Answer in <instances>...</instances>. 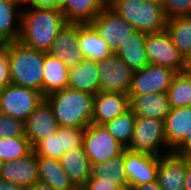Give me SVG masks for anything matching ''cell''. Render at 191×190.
Segmentation results:
<instances>
[{
  "instance_id": "obj_1",
  "label": "cell",
  "mask_w": 191,
  "mask_h": 190,
  "mask_svg": "<svg viewBox=\"0 0 191 190\" xmlns=\"http://www.w3.org/2000/svg\"><path fill=\"white\" fill-rule=\"evenodd\" d=\"M67 23L59 8L23 6L18 41L30 48L48 52Z\"/></svg>"
},
{
  "instance_id": "obj_2",
  "label": "cell",
  "mask_w": 191,
  "mask_h": 190,
  "mask_svg": "<svg viewBox=\"0 0 191 190\" xmlns=\"http://www.w3.org/2000/svg\"><path fill=\"white\" fill-rule=\"evenodd\" d=\"M44 99L60 127L86 128L92 124L94 95L67 87Z\"/></svg>"
},
{
  "instance_id": "obj_3",
  "label": "cell",
  "mask_w": 191,
  "mask_h": 190,
  "mask_svg": "<svg viewBox=\"0 0 191 190\" xmlns=\"http://www.w3.org/2000/svg\"><path fill=\"white\" fill-rule=\"evenodd\" d=\"M7 50L11 83L42 93L45 52L25 46L18 40L7 43Z\"/></svg>"
},
{
  "instance_id": "obj_4",
  "label": "cell",
  "mask_w": 191,
  "mask_h": 190,
  "mask_svg": "<svg viewBox=\"0 0 191 190\" xmlns=\"http://www.w3.org/2000/svg\"><path fill=\"white\" fill-rule=\"evenodd\" d=\"M107 4L138 32L158 33L167 25L163 5L155 1L107 0Z\"/></svg>"
},
{
  "instance_id": "obj_5",
  "label": "cell",
  "mask_w": 191,
  "mask_h": 190,
  "mask_svg": "<svg viewBox=\"0 0 191 190\" xmlns=\"http://www.w3.org/2000/svg\"><path fill=\"white\" fill-rule=\"evenodd\" d=\"M126 149L157 157L170 153L166 143L164 121L148 117H136L133 137Z\"/></svg>"
},
{
  "instance_id": "obj_6",
  "label": "cell",
  "mask_w": 191,
  "mask_h": 190,
  "mask_svg": "<svg viewBox=\"0 0 191 190\" xmlns=\"http://www.w3.org/2000/svg\"><path fill=\"white\" fill-rule=\"evenodd\" d=\"M43 99L35 89L9 83L0 91V113L25 122Z\"/></svg>"
},
{
  "instance_id": "obj_7",
  "label": "cell",
  "mask_w": 191,
  "mask_h": 190,
  "mask_svg": "<svg viewBox=\"0 0 191 190\" xmlns=\"http://www.w3.org/2000/svg\"><path fill=\"white\" fill-rule=\"evenodd\" d=\"M83 148L92 165H96L120 155L123 147L104 125L90 124L85 128Z\"/></svg>"
},
{
  "instance_id": "obj_8",
  "label": "cell",
  "mask_w": 191,
  "mask_h": 190,
  "mask_svg": "<svg viewBox=\"0 0 191 190\" xmlns=\"http://www.w3.org/2000/svg\"><path fill=\"white\" fill-rule=\"evenodd\" d=\"M90 24L97 30L113 53H116L122 43L135 31L133 26L108 4L102 8Z\"/></svg>"
},
{
  "instance_id": "obj_9",
  "label": "cell",
  "mask_w": 191,
  "mask_h": 190,
  "mask_svg": "<svg viewBox=\"0 0 191 190\" xmlns=\"http://www.w3.org/2000/svg\"><path fill=\"white\" fill-rule=\"evenodd\" d=\"M145 49L150 64L184 72L185 59L178 52L166 30L146 34Z\"/></svg>"
},
{
  "instance_id": "obj_10",
  "label": "cell",
  "mask_w": 191,
  "mask_h": 190,
  "mask_svg": "<svg viewBox=\"0 0 191 190\" xmlns=\"http://www.w3.org/2000/svg\"><path fill=\"white\" fill-rule=\"evenodd\" d=\"M100 92L128 94L133 71L116 53L98 62Z\"/></svg>"
},
{
  "instance_id": "obj_11",
  "label": "cell",
  "mask_w": 191,
  "mask_h": 190,
  "mask_svg": "<svg viewBox=\"0 0 191 190\" xmlns=\"http://www.w3.org/2000/svg\"><path fill=\"white\" fill-rule=\"evenodd\" d=\"M85 128L58 127L57 132L33 146L36 156L57 159L76 147H83Z\"/></svg>"
},
{
  "instance_id": "obj_12",
  "label": "cell",
  "mask_w": 191,
  "mask_h": 190,
  "mask_svg": "<svg viewBox=\"0 0 191 190\" xmlns=\"http://www.w3.org/2000/svg\"><path fill=\"white\" fill-rule=\"evenodd\" d=\"M176 74L175 71L169 68L149 63L133 73L128 92L129 100L135 95L144 93L167 92Z\"/></svg>"
},
{
  "instance_id": "obj_13",
  "label": "cell",
  "mask_w": 191,
  "mask_h": 190,
  "mask_svg": "<svg viewBox=\"0 0 191 190\" xmlns=\"http://www.w3.org/2000/svg\"><path fill=\"white\" fill-rule=\"evenodd\" d=\"M123 158L128 188L156 181L160 157L125 149Z\"/></svg>"
},
{
  "instance_id": "obj_14",
  "label": "cell",
  "mask_w": 191,
  "mask_h": 190,
  "mask_svg": "<svg viewBox=\"0 0 191 190\" xmlns=\"http://www.w3.org/2000/svg\"><path fill=\"white\" fill-rule=\"evenodd\" d=\"M78 43V23H67L58 33L47 53L59 58L68 68H72L85 58Z\"/></svg>"
},
{
  "instance_id": "obj_15",
  "label": "cell",
  "mask_w": 191,
  "mask_h": 190,
  "mask_svg": "<svg viewBox=\"0 0 191 190\" xmlns=\"http://www.w3.org/2000/svg\"><path fill=\"white\" fill-rule=\"evenodd\" d=\"M25 137L33 147L42 139L48 138L57 132L59 127L50 104L43 99L36 109L24 122Z\"/></svg>"
},
{
  "instance_id": "obj_16",
  "label": "cell",
  "mask_w": 191,
  "mask_h": 190,
  "mask_svg": "<svg viewBox=\"0 0 191 190\" xmlns=\"http://www.w3.org/2000/svg\"><path fill=\"white\" fill-rule=\"evenodd\" d=\"M186 158L173 151L162 155L157 170V183L161 190H185Z\"/></svg>"
},
{
  "instance_id": "obj_17",
  "label": "cell",
  "mask_w": 191,
  "mask_h": 190,
  "mask_svg": "<svg viewBox=\"0 0 191 190\" xmlns=\"http://www.w3.org/2000/svg\"><path fill=\"white\" fill-rule=\"evenodd\" d=\"M129 108L128 94L99 91L94 96L92 124L104 125Z\"/></svg>"
},
{
  "instance_id": "obj_18",
  "label": "cell",
  "mask_w": 191,
  "mask_h": 190,
  "mask_svg": "<svg viewBox=\"0 0 191 190\" xmlns=\"http://www.w3.org/2000/svg\"><path fill=\"white\" fill-rule=\"evenodd\" d=\"M0 178L22 187L39 182L37 156L33 150L26 156L14 161L4 162L0 167Z\"/></svg>"
},
{
  "instance_id": "obj_19",
  "label": "cell",
  "mask_w": 191,
  "mask_h": 190,
  "mask_svg": "<svg viewBox=\"0 0 191 190\" xmlns=\"http://www.w3.org/2000/svg\"><path fill=\"white\" fill-rule=\"evenodd\" d=\"M130 109L136 117H148L165 121L171 106L167 92L144 93L129 100Z\"/></svg>"
},
{
  "instance_id": "obj_20",
  "label": "cell",
  "mask_w": 191,
  "mask_h": 190,
  "mask_svg": "<svg viewBox=\"0 0 191 190\" xmlns=\"http://www.w3.org/2000/svg\"><path fill=\"white\" fill-rule=\"evenodd\" d=\"M98 62L84 58L83 61L69 68L67 87L73 90L96 95L100 91Z\"/></svg>"
},
{
  "instance_id": "obj_21",
  "label": "cell",
  "mask_w": 191,
  "mask_h": 190,
  "mask_svg": "<svg viewBox=\"0 0 191 190\" xmlns=\"http://www.w3.org/2000/svg\"><path fill=\"white\" fill-rule=\"evenodd\" d=\"M168 150L174 151L191 131V106L171 108L164 121Z\"/></svg>"
},
{
  "instance_id": "obj_22",
  "label": "cell",
  "mask_w": 191,
  "mask_h": 190,
  "mask_svg": "<svg viewBox=\"0 0 191 190\" xmlns=\"http://www.w3.org/2000/svg\"><path fill=\"white\" fill-rule=\"evenodd\" d=\"M61 167L77 188H82L91 177L92 164L83 147L65 152L59 159Z\"/></svg>"
},
{
  "instance_id": "obj_23",
  "label": "cell",
  "mask_w": 191,
  "mask_h": 190,
  "mask_svg": "<svg viewBox=\"0 0 191 190\" xmlns=\"http://www.w3.org/2000/svg\"><path fill=\"white\" fill-rule=\"evenodd\" d=\"M146 33L134 31L116 51L117 56L124 61L133 72L149 64L145 49Z\"/></svg>"
},
{
  "instance_id": "obj_24",
  "label": "cell",
  "mask_w": 191,
  "mask_h": 190,
  "mask_svg": "<svg viewBox=\"0 0 191 190\" xmlns=\"http://www.w3.org/2000/svg\"><path fill=\"white\" fill-rule=\"evenodd\" d=\"M107 0H63L59 9L68 23H91Z\"/></svg>"
},
{
  "instance_id": "obj_25",
  "label": "cell",
  "mask_w": 191,
  "mask_h": 190,
  "mask_svg": "<svg viewBox=\"0 0 191 190\" xmlns=\"http://www.w3.org/2000/svg\"><path fill=\"white\" fill-rule=\"evenodd\" d=\"M78 42L84 57L97 62L102 61L112 53L107 43L90 23H78Z\"/></svg>"
},
{
  "instance_id": "obj_26",
  "label": "cell",
  "mask_w": 191,
  "mask_h": 190,
  "mask_svg": "<svg viewBox=\"0 0 191 190\" xmlns=\"http://www.w3.org/2000/svg\"><path fill=\"white\" fill-rule=\"evenodd\" d=\"M69 68L59 58L45 52L42 95H47L67 88Z\"/></svg>"
},
{
  "instance_id": "obj_27",
  "label": "cell",
  "mask_w": 191,
  "mask_h": 190,
  "mask_svg": "<svg viewBox=\"0 0 191 190\" xmlns=\"http://www.w3.org/2000/svg\"><path fill=\"white\" fill-rule=\"evenodd\" d=\"M37 170L39 182L48 184L55 190L77 189L57 159L37 156Z\"/></svg>"
},
{
  "instance_id": "obj_28",
  "label": "cell",
  "mask_w": 191,
  "mask_h": 190,
  "mask_svg": "<svg viewBox=\"0 0 191 190\" xmlns=\"http://www.w3.org/2000/svg\"><path fill=\"white\" fill-rule=\"evenodd\" d=\"M23 7L17 3L0 1V43L19 40Z\"/></svg>"
},
{
  "instance_id": "obj_29",
  "label": "cell",
  "mask_w": 191,
  "mask_h": 190,
  "mask_svg": "<svg viewBox=\"0 0 191 190\" xmlns=\"http://www.w3.org/2000/svg\"><path fill=\"white\" fill-rule=\"evenodd\" d=\"M123 152L109 160L92 165L90 179L112 182L120 185L123 189L128 188V179L124 169Z\"/></svg>"
},
{
  "instance_id": "obj_30",
  "label": "cell",
  "mask_w": 191,
  "mask_h": 190,
  "mask_svg": "<svg viewBox=\"0 0 191 190\" xmlns=\"http://www.w3.org/2000/svg\"><path fill=\"white\" fill-rule=\"evenodd\" d=\"M165 30L185 59L191 53V16L167 20Z\"/></svg>"
},
{
  "instance_id": "obj_31",
  "label": "cell",
  "mask_w": 191,
  "mask_h": 190,
  "mask_svg": "<svg viewBox=\"0 0 191 190\" xmlns=\"http://www.w3.org/2000/svg\"><path fill=\"white\" fill-rule=\"evenodd\" d=\"M136 115L129 108L123 114L104 124L109 134L123 147L127 148L132 140Z\"/></svg>"
},
{
  "instance_id": "obj_32",
  "label": "cell",
  "mask_w": 191,
  "mask_h": 190,
  "mask_svg": "<svg viewBox=\"0 0 191 190\" xmlns=\"http://www.w3.org/2000/svg\"><path fill=\"white\" fill-rule=\"evenodd\" d=\"M171 108L191 106V75L177 73L167 91Z\"/></svg>"
},
{
  "instance_id": "obj_33",
  "label": "cell",
  "mask_w": 191,
  "mask_h": 190,
  "mask_svg": "<svg viewBox=\"0 0 191 190\" xmlns=\"http://www.w3.org/2000/svg\"><path fill=\"white\" fill-rule=\"evenodd\" d=\"M33 150L26 137L0 139V157L4 162L14 161L28 155Z\"/></svg>"
},
{
  "instance_id": "obj_34",
  "label": "cell",
  "mask_w": 191,
  "mask_h": 190,
  "mask_svg": "<svg viewBox=\"0 0 191 190\" xmlns=\"http://www.w3.org/2000/svg\"><path fill=\"white\" fill-rule=\"evenodd\" d=\"M25 137L24 122L0 113V139Z\"/></svg>"
},
{
  "instance_id": "obj_35",
  "label": "cell",
  "mask_w": 191,
  "mask_h": 190,
  "mask_svg": "<svg viewBox=\"0 0 191 190\" xmlns=\"http://www.w3.org/2000/svg\"><path fill=\"white\" fill-rule=\"evenodd\" d=\"M162 5L168 20L191 16V0H164Z\"/></svg>"
},
{
  "instance_id": "obj_36",
  "label": "cell",
  "mask_w": 191,
  "mask_h": 190,
  "mask_svg": "<svg viewBox=\"0 0 191 190\" xmlns=\"http://www.w3.org/2000/svg\"><path fill=\"white\" fill-rule=\"evenodd\" d=\"M9 83H11L9 75V58L7 43H5L0 44V91Z\"/></svg>"
},
{
  "instance_id": "obj_37",
  "label": "cell",
  "mask_w": 191,
  "mask_h": 190,
  "mask_svg": "<svg viewBox=\"0 0 191 190\" xmlns=\"http://www.w3.org/2000/svg\"><path fill=\"white\" fill-rule=\"evenodd\" d=\"M82 188L84 190H124L120 185L99 179H89Z\"/></svg>"
},
{
  "instance_id": "obj_38",
  "label": "cell",
  "mask_w": 191,
  "mask_h": 190,
  "mask_svg": "<svg viewBox=\"0 0 191 190\" xmlns=\"http://www.w3.org/2000/svg\"><path fill=\"white\" fill-rule=\"evenodd\" d=\"M63 0H25L24 6L36 8H59Z\"/></svg>"
},
{
  "instance_id": "obj_39",
  "label": "cell",
  "mask_w": 191,
  "mask_h": 190,
  "mask_svg": "<svg viewBox=\"0 0 191 190\" xmlns=\"http://www.w3.org/2000/svg\"><path fill=\"white\" fill-rule=\"evenodd\" d=\"M175 154L191 159V131L185 140L173 151Z\"/></svg>"
},
{
  "instance_id": "obj_40",
  "label": "cell",
  "mask_w": 191,
  "mask_h": 190,
  "mask_svg": "<svg viewBox=\"0 0 191 190\" xmlns=\"http://www.w3.org/2000/svg\"><path fill=\"white\" fill-rule=\"evenodd\" d=\"M0 190H25V188L0 178Z\"/></svg>"
},
{
  "instance_id": "obj_41",
  "label": "cell",
  "mask_w": 191,
  "mask_h": 190,
  "mask_svg": "<svg viewBox=\"0 0 191 190\" xmlns=\"http://www.w3.org/2000/svg\"><path fill=\"white\" fill-rule=\"evenodd\" d=\"M25 190H55V189L48 184L42 182H35L30 186L25 187Z\"/></svg>"
},
{
  "instance_id": "obj_42",
  "label": "cell",
  "mask_w": 191,
  "mask_h": 190,
  "mask_svg": "<svg viewBox=\"0 0 191 190\" xmlns=\"http://www.w3.org/2000/svg\"><path fill=\"white\" fill-rule=\"evenodd\" d=\"M186 186L185 190H191V159H186Z\"/></svg>"
},
{
  "instance_id": "obj_43",
  "label": "cell",
  "mask_w": 191,
  "mask_h": 190,
  "mask_svg": "<svg viewBox=\"0 0 191 190\" xmlns=\"http://www.w3.org/2000/svg\"><path fill=\"white\" fill-rule=\"evenodd\" d=\"M132 190H161L160 186L158 185L157 181L148 183V184H142L136 187H132Z\"/></svg>"
},
{
  "instance_id": "obj_44",
  "label": "cell",
  "mask_w": 191,
  "mask_h": 190,
  "mask_svg": "<svg viewBox=\"0 0 191 190\" xmlns=\"http://www.w3.org/2000/svg\"><path fill=\"white\" fill-rule=\"evenodd\" d=\"M184 72L191 75V53L185 58Z\"/></svg>"
},
{
  "instance_id": "obj_45",
  "label": "cell",
  "mask_w": 191,
  "mask_h": 190,
  "mask_svg": "<svg viewBox=\"0 0 191 190\" xmlns=\"http://www.w3.org/2000/svg\"><path fill=\"white\" fill-rule=\"evenodd\" d=\"M0 1L7 2V3H17L21 6L25 5V0H0Z\"/></svg>"
},
{
  "instance_id": "obj_46",
  "label": "cell",
  "mask_w": 191,
  "mask_h": 190,
  "mask_svg": "<svg viewBox=\"0 0 191 190\" xmlns=\"http://www.w3.org/2000/svg\"><path fill=\"white\" fill-rule=\"evenodd\" d=\"M148 1H155L157 3L163 4L164 0H148Z\"/></svg>"
},
{
  "instance_id": "obj_47",
  "label": "cell",
  "mask_w": 191,
  "mask_h": 190,
  "mask_svg": "<svg viewBox=\"0 0 191 190\" xmlns=\"http://www.w3.org/2000/svg\"><path fill=\"white\" fill-rule=\"evenodd\" d=\"M4 164V161L2 160V158L0 157V167Z\"/></svg>"
}]
</instances>
